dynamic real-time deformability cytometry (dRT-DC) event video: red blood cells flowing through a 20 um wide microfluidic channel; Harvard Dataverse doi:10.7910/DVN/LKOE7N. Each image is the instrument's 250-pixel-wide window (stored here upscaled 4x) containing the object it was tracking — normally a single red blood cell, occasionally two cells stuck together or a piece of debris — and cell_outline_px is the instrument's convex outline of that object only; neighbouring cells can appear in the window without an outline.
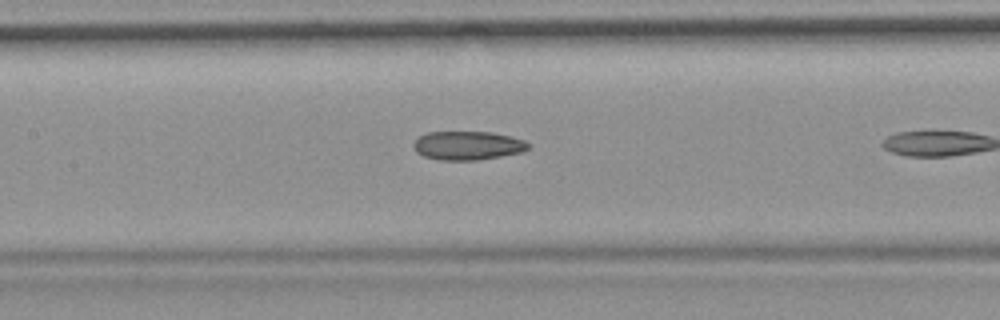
{"species": "common noctule bat (a hibernating species)", "species_latin": "Nyctalus noctula", "temperature_condition": "room temperature", "stored_images_in_passage": 7, "camera_frame_rate_fps": 3000, "um_per_image_px": 0.085, "animal": {"sex": "female", "body_mass_g": 19.9}, "frame": {"image": 1, "passage_image": 6, "time_ms": 1.667, "image_size_px": [1000, 320], "cell_outline_px": [[528, 148], [524, 152], [476, 160], [440, 160], [424, 156], [416, 152], [412, 144], [420, 136], [428, 132], [492, 132], [524, 140], [528, 144]], "centroid_in_image_um": [39.74, 12.37], "position_along_channel_um": 167.7, "area_um2": 19.07}}